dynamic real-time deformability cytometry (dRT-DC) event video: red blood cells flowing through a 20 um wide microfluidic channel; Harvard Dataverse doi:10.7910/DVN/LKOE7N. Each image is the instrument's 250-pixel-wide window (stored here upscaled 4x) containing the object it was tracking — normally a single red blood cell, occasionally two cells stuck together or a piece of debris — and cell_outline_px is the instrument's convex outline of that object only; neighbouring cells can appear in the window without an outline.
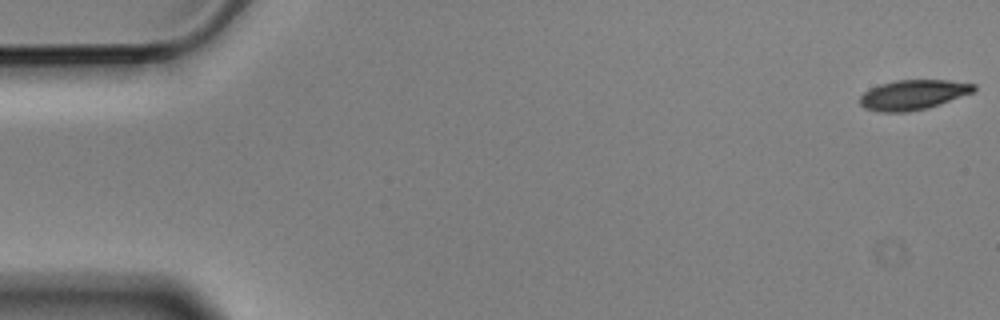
{"species": "Egyptian fruit bat (a non-hibernating species)", "species_latin": "Rousettus aegyptiacus", "temperature_condition": "cold", "stored_images_in_passage": 8, "camera_frame_rate_fps": 3000, "um_per_image_px": 0.085, "animal": {"sex": "male"}, "frame": {"image": 1, "passage_image": 1, "time_ms": 0.0, "image_size_px": [1000, 320], "cell_outline_px": [[976, 88], [972, 92], [940, 104], [928, 108], [908, 112], [880, 112], [864, 108], [860, 104], [860, 96], [864, 92], [880, 84], [896, 80], [948, 80], [976, 84]], "centroid_in_image_um": [77.6, 8.06], "position_along_channel_um": 7.4, "area_um2": 19.77}}
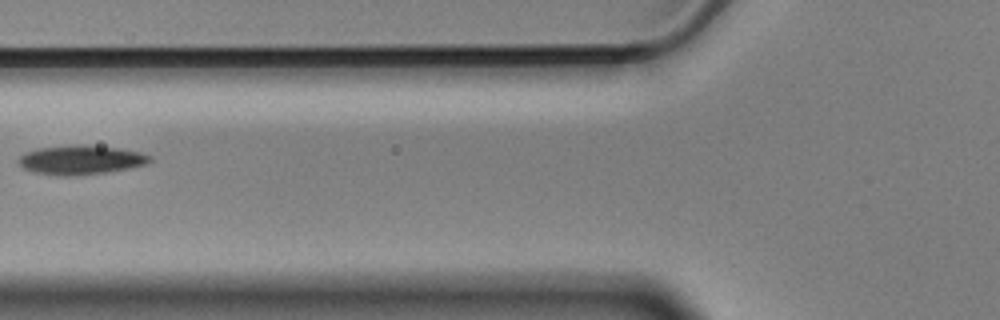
{"frame": {"image": 2, "passage_image": 7, "time_ms": 2.0, "image_size_px": [1000, 320], "cell_outline_px": [[152, 160], [148, 164], [128, 168], [104, 172], [72, 176], [60, 176], [32, 172], [20, 168], [16, 160], [24, 152], [36, 148], [72, 144], [84, 144], [120, 148], [140, 152], [152, 156]], "centroid_in_image_um": [6.81, 13.58], "position_along_channel_um": 119.0, "area_um2": 22.83}}
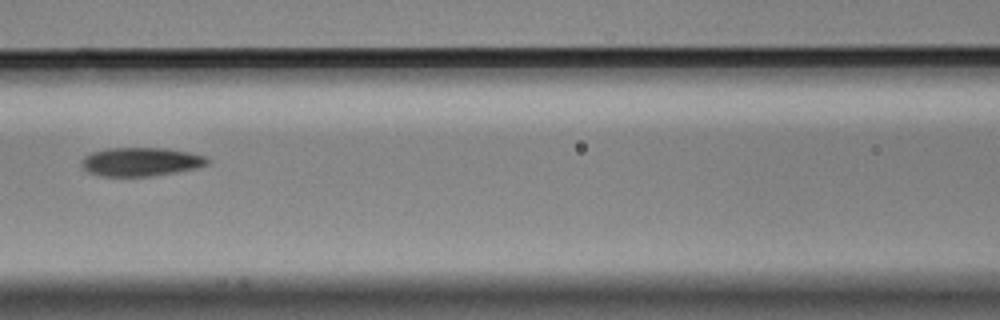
{"frame": {"image": 3, "passage_image": 8, "time_ms": 2.333, "image_size_px": [1000, 320], "cell_outline_px": [[208, 164], [196, 168], [176, 172], [152, 176], [100, 176], [88, 172], [80, 164], [80, 160], [84, 156], [92, 152], [108, 148], [168, 148], [188, 152], [204, 156], [208, 160]], "centroid_in_image_um": [11.93, 13.75], "position_along_channel_um": 154.7, "area_um2": 21.04}}